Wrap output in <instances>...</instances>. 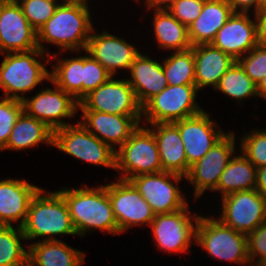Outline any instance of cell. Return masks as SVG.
Wrapping results in <instances>:
<instances>
[{"label": "cell", "instance_id": "cell-45", "mask_svg": "<svg viewBox=\"0 0 266 266\" xmlns=\"http://www.w3.org/2000/svg\"><path fill=\"white\" fill-rule=\"evenodd\" d=\"M257 94L259 97L266 99V77L257 83Z\"/></svg>", "mask_w": 266, "mask_h": 266}, {"label": "cell", "instance_id": "cell-8", "mask_svg": "<svg viewBox=\"0 0 266 266\" xmlns=\"http://www.w3.org/2000/svg\"><path fill=\"white\" fill-rule=\"evenodd\" d=\"M53 146L82 161L115 169V150L91 134L82 124L53 131Z\"/></svg>", "mask_w": 266, "mask_h": 266}, {"label": "cell", "instance_id": "cell-36", "mask_svg": "<svg viewBox=\"0 0 266 266\" xmlns=\"http://www.w3.org/2000/svg\"><path fill=\"white\" fill-rule=\"evenodd\" d=\"M23 112V103L20 100L8 97L0 100V150H2L10 137L17 118Z\"/></svg>", "mask_w": 266, "mask_h": 266}, {"label": "cell", "instance_id": "cell-35", "mask_svg": "<svg viewBox=\"0 0 266 266\" xmlns=\"http://www.w3.org/2000/svg\"><path fill=\"white\" fill-rule=\"evenodd\" d=\"M241 152L256 167L266 166V130H256L242 138Z\"/></svg>", "mask_w": 266, "mask_h": 266}, {"label": "cell", "instance_id": "cell-47", "mask_svg": "<svg viewBox=\"0 0 266 266\" xmlns=\"http://www.w3.org/2000/svg\"><path fill=\"white\" fill-rule=\"evenodd\" d=\"M86 1L87 0H65V3H79V4L88 5Z\"/></svg>", "mask_w": 266, "mask_h": 266}, {"label": "cell", "instance_id": "cell-15", "mask_svg": "<svg viewBox=\"0 0 266 266\" xmlns=\"http://www.w3.org/2000/svg\"><path fill=\"white\" fill-rule=\"evenodd\" d=\"M55 86V89L47 88L31 99L22 100L23 111L53 131L71 125L60 119L74 117L79 108V102L72 95Z\"/></svg>", "mask_w": 266, "mask_h": 266}, {"label": "cell", "instance_id": "cell-14", "mask_svg": "<svg viewBox=\"0 0 266 266\" xmlns=\"http://www.w3.org/2000/svg\"><path fill=\"white\" fill-rule=\"evenodd\" d=\"M187 205L176 212L155 214L150 223L152 234L158 247L162 250L184 253L192 241L196 238V227L200 216H195L191 221Z\"/></svg>", "mask_w": 266, "mask_h": 266}, {"label": "cell", "instance_id": "cell-39", "mask_svg": "<svg viewBox=\"0 0 266 266\" xmlns=\"http://www.w3.org/2000/svg\"><path fill=\"white\" fill-rule=\"evenodd\" d=\"M205 0H179L168 10L182 24L189 26L202 12Z\"/></svg>", "mask_w": 266, "mask_h": 266}, {"label": "cell", "instance_id": "cell-42", "mask_svg": "<svg viewBox=\"0 0 266 266\" xmlns=\"http://www.w3.org/2000/svg\"><path fill=\"white\" fill-rule=\"evenodd\" d=\"M234 12L248 13L249 9L254 6L256 13V0H228ZM240 9V10H239Z\"/></svg>", "mask_w": 266, "mask_h": 266}, {"label": "cell", "instance_id": "cell-12", "mask_svg": "<svg viewBox=\"0 0 266 266\" xmlns=\"http://www.w3.org/2000/svg\"><path fill=\"white\" fill-rule=\"evenodd\" d=\"M107 192L118 224V233L135 225H150L155 217L149 203L139 194L135 186L127 180L107 184Z\"/></svg>", "mask_w": 266, "mask_h": 266}, {"label": "cell", "instance_id": "cell-49", "mask_svg": "<svg viewBox=\"0 0 266 266\" xmlns=\"http://www.w3.org/2000/svg\"><path fill=\"white\" fill-rule=\"evenodd\" d=\"M255 266H266V258L261 259Z\"/></svg>", "mask_w": 266, "mask_h": 266}, {"label": "cell", "instance_id": "cell-7", "mask_svg": "<svg viewBox=\"0 0 266 266\" xmlns=\"http://www.w3.org/2000/svg\"><path fill=\"white\" fill-rule=\"evenodd\" d=\"M195 84L167 85L142 106V114L150 124L174 123L201 113L196 104Z\"/></svg>", "mask_w": 266, "mask_h": 266}, {"label": "cell", "instance_id": "cell-22", "mask_svg": "<svg viewBox=\"0 0 266 266\" xmlns=\"http://www.w3.org/2000/svg\"><path fill=\"white\" fill-rule=\"evenodd\" d=\"M157 142L162 171L188 174V161L179 129L174 123L151 124ZM156 127V129H155Z\"/></svg>", "mask_w": 266, "mask_h": 266}, {"label": "cell", "instance_id": "cell-44", "mask_svg": "<svg viewBox=\"0 0 266 266\" xmlns=\"http://www.w3.org/2000/svg\"><path fill=\"white\" fill-rule=\"evenodd\" d=\"M146 6L149 8L154 7L156 10H168L179 0H145ZM164 5V6H162Z\"/></svg>", "mask_w": 266, "mask_h": 266}, {"label": "cell", "instance_id": "cell-31", "mask_svg": "<svg viewBox=\"0 0 266 266\" xmlns=\"http://www.w3.org/2000/svg\"><path fill=\"white\" fill-rule=\"evenodd\" d=\"M26 240L21 227L0 225V266H28V254L20 240Z\"/></svg>", "mask_w": 266, "mask_h": 266}, {"label": "cell", "instance_id": "cell-28", "mask_svg": "<svg viewBox=\"0 0 266 266\" xmlns=\"http://www.w3.org/2000/svg\"><path fill=\"white\" fill-rule=\"evenodd\" d=\"M153 30L158 44L176 51L190 49L188 27L180 23L168 10H155Z\"/></svg>", "mask_w": 266, "mask_h": 266}, {"label": "cell", "instance_id": "cell-30", "mask_svg": "<svg viewBox=\"0 0 266 266\" xmlns=\"http://www.w3.org/2000/svg\"><path fill=\"white\" fill-rule=\"evenodd\" d=\"M49 81L80 102L83 99V56L58 60Z\"/></svg>", "mask_w": 266, "mask_h": 266}, {"label": "cell", "instance_id": "cell-4", "mask_svg": "<svg viewBox=\"0 0 266 266\" xmlns=\"http://www.w3.org/2000/svg\"><path fill=\"white\" fill-rule=\"evenodd\" d=\"M39 48L27 52L6 53L0 65V87L5 97L22 101L24 93L34 89L50 73L36 57L45 56ZM23 93L21 96L18 93Z\"/></svg>", "mask_w": 266, "mask_h": 266}, {"label": "cell", "instance_id": "cell-10", "mask_svg": "<svg viewBox=\"0 0 266 266\" xmlns=\"http://www.w3.org/2000/svg\"><path fill=\"white\" fill-rule=\"evenodd\" d=\"M169 178L173 179L170 180ZM185 176L172 172H157L141 174L129 181L139 191V194L149 203L155 214L176 212L183 209L188 203L183 199L178 183Z\"/></svg>", "mask_w": 266, "mask_h": 266}, {"label": "cell", "instance_id": "cell-1", "mask_svg": "<svg viewBox=\"0 0 266 266\" xmlns=\"http://www.w3.org/2000/svg\"><path fill=\"white\" fill-rule=\"evenodd\" d=\"M90 10L79 3L59 4L54 15L38 30V48L45 52L42 42L56 44L61 50L86 49L90 33L94 31Z\"/></svg>", "mask_w": 266, "mask_h": 266}, {"label": "cell", "instance_id": "cell-6", "mask_svg": "<svg viewBox=\"0 0 266 266\" xmlns=\"http://www.w3.org/2000/svg\"><path fill=\"white\" fill-rule=\"evenodd\" d=\"M115 170L122 171L119 179L131 178L162 171L159 151L154 134L149 128L139 127L115 152Z\"/></svg>", "mask_w": 266, "mask_h": 266}, {"label": "cell", "instance_id": "cell-19", "mask_svg": "<svg viewBox=\"0 0 266 266\" xmlns=\"http://www.w3.org/2000/svg\"><path fill=\"white\" fill-rule=\"evenodd\" d=\"M85 52L97 60L112 76L120 69H129L139 51L125 40L107 31L91 34Z\"/></svg>", "mask_w": 266, "mask_h": 266}, {"label": "cell", "instance_id": "cell-37", "mask_svg": "<svg viewBox=\"0 0 266 266\" xmlns=\"http://www.w3.org/2000/svg\"><path fill=\"white\" fill-rule=\"evenodd\" d=\"M111 77L112 75L90 54L83 56V98Z\"/></svg>", "mask_w": 266, "mask_h": 266}, {"label": "cell", "instance_id": "cell-16", "mask_svg": "<svg viewBox=\"0 0 266 266\" xmlns=\"http://www.w3.org/2000/svg\"><path fill=\"white\" fill-rule=\"evenodd\" d=\"M38 48L37 31L29 24L19 3L0 4V53Z\"/></svg>", "mask_w": 266, "mask_h": 266}, {"label": "cell", "instance_id": "cell-18", "mask_svg": "<svg viewBox=\"0 0 266 266\" xmlns=\"http://www.w3.org/2000/svg\"><path fill=\"white\" fill-rule=\"evenodd\" d=\"M248 14L234 12L211 42L236 61L258 44L256 19L252 21Z\"/></svg>", "mask_w": 266, "mask_h": 266}, {"label": "cell", "instance_id": "cell-3", "mask_svg": "<svg viewBox=\"0 0 266 266\" xmlns=\"http://www.w3.org/2000/svg\"><path fill=\"white\" fill-rule=\"evenodd\" d=\"M39 189L31 199L24 224L21 226L26 240L49 236L44 240H57L52 235H77L68 205L59 191Z\"/></svg>", "mask_w": 266, "mask_h": 266}, {"label": "cell", "instance_id": "cell-23", "mask_svg": "<svg viewBox=\"0 0 266 266\" xmlns=\"http://www.w3.org/2000/svg\"><path fill=\"white\" fill-rule=\"evenodd\" d=\"M129 71L132 79L127 80L141 106L168 85L162 64L147 55L139 53Z\"/></svg>", "mask_w": 266, "mask_h": 266}, {"label": "cell", "instance_id": "cell-40", "mask_svg": "<svg viewBox=\"0 0 266 266\" xmlns=\"http://www.w3.org/2000/svg\"><path fill=\"white\" fill-rule=\"evenodd\" d=\"M246 236L250 260V265L247 266L256 265L261 259L266 258V221ZM256 256L259 258L255 259ZM254 259L255 261L253 262Z\"/></svg>", "mask_w": 266, "mask_h": 266}, {"label": "cell", "instance_id": "cell-34", "mask_svg": "<svg viewBox=\"0 0 266 266\" xmlns=\"http://www.w3.org/2000/svg\"><path fill=\"white\" fill-rule=\"evenodd\" d=\"M19 5L29 24L38 32L54 15L59 3L57 0H22Z\"/></svg>", "mask_w": 266, "mask_h": 266}, {"label": "cell", "instance_id": "cell-21", "mask_svg": "<svg viewBox=\"0 0 266 266\" xmlns=\"http://www.w3.org/2000/svg\"><path fill=\"white\" fill-rule=\"evenodd\" d=\"M40 188L24 180H0V225L11 226L19 221L21 227L26 219L31 199ZM12 221V222H11Z\"/></svg>", "mask_w": 266, "mask_h": 266}, {"label": "cell", "instance_id": "cell-33", "mask_svg": "<svg viewBox=\"0 0 266 266\" xmlns=\"http://www.w3.org/2000/svg\"><path fill=\"white\" fill-rule=\"evenodd\" d=\"M215 89L236 100L258 96L257 84L245 73L237 61L222 76Z\"/></svg>", "mask_w": 266, "mask_h": 266}, {"label": "cell", "instance_id": "cell-43", "mask_svg": "<svg viewBox=\"0 0 266 266\" xmlns=\"http://www.w3.org/2000/svg\"><path fill=\"white\" fill-rule=\"evenodd\" d=\"M263 197H266V166L256 169V188Z\"/></svg>", "mask_w": 266, "mask_h": 266}, {"label": "cell", "instance_id": "cell-13", "mask_svg": "<svg viewBox=\"0 0 266 266\" xmlns=\"http://www.w3.org/2000/svg\"><path fill=\"white\" fill-rule=\"evenodd\" d=\"M235 135L225 134L214 146L196 163L190 166L185 178L194 186V199L203 195L206 189L214 191L219 179L235 151Z\"/></svg>", "mask_w": 266, "mask_h": 266}, {"label": "cell", "instance_id": "cell-20", "mask_svg": "<svg viewBox=\"0 0 266 266\" xmlns=\"http://www.w3.org/2000/svg\"><path fill=\"white\" fill-rule=\"evenodd\" d=\"M82 112L84 122L81 124L115 151L114 145H119L120 148L140 125L132 116L97 111Z\"/></svg>", "mask_w": 266, "mask_h": 266}, {"label": "cell", "instance_id": "cell-11", "mask_svg": "<svg viewBox=\"0 0 266 266\" xmlns=\"http://www.w3.org/2000/svg\"><path fill=\"white\" fill-rule=\"evenodd\" d=\"M222 201L219 220L238 232L247 235L266 221V197L256 189L228 194Z\"/></svg>", "mask_w": 266, "mask_h": 266}, {"label": "cell", "instance_id": "cell-46", "mask_svg": "<svg viewBox=\"0 0 266 266\" xmlns=\"http://www.w3.org/2000/svg\"><path fill=\"white\" fill-rule=\"evenodd\" d=\"M263 8H266V0H256V12Z\"/></svg>", "mask_w": 266, "mask_h": 266}, {"label": "cell", "instance_id": "cell-27", "mask_svg": "<svg viewBox=\"0 0 266 266\" xmlns=\"http://www.w3.org/2000/svg\"><path fill=\"white\" fill-rule=\"evenodd\" d=\"M41 142L53 145V130L45 123L27 115L23 111L17 118L9 140L2 150H23Z\"/></svg>", "mask_w": 266, "mask_h": 266}, {"label": "cell", "instance_id": "cell-26", "mask_svg": "<svg viewBox=\"0 0 266 266\" xmlns=\"http://www.w3.org/2000/svg\"><path fill=\"white\" fill-rule=\"evenodd\" d=\"M28 248V266H81L84 254L60 240L34 242Z\"/></svg>", "mask_w": 266, "mask_h": 266}, {"label": "cell", "instance_id": "cell-48", "mask_svg": "<svg viewBox=\"0 0 266 266\" xmlns=\"http://www.w3.org/2000/svg\"><path fill=\"white\" fill-rule=\"evenodd\" d=\"M1 3H20V0H0Z\"/></svg>", "mask_w": 266, "mask_h": 266}, {"label": "cell", "instance_id": "cell-17", "mask_svg": "<svg viewBox=\"0 0 266 266\" xmlns=\"http://www.w3.org/2000/svg\"><path fill=\"white\" fill-rule=\"evenodd\" d=\"M178 127L185 153L188 161V172L190 166L198 162L225 133L216 129V123L212 122L209 115L201 113L174 122Z\"/></svg>", "mask_w": 266, "mask_h": 266}, {"label": "cell", "instance_id": "cell-29", "mask_svg": "<svg viewBox=\"0 0 266 266\" xmlns=\"http://www.w3.org/2000/svg\"><path fill=\"white\" fill-rule=\"evenodd\" d=\"M256 167L243 155L233 157L220 176L217 188L222 197L256 188Z\"/></svg>", "mask_w": 266, "mask_h": 266}, {"label": "cell", "instance_id": "cell-38", "mask_svg": "<svg viewBox=\"0 0 266 266\" xmlns=\"http://www.w3.org/2000/svg\"><path fill=\"white\" fill-rule=\"evenodd\" d=\"M237 62L257 84L266 77V46L257 44L246 56L240 57Z\"/></svg>", "mask_w": 266, "mask_h": 266}, {"label": "cell", "instance_id": "cell-24", "mask_svg": "<svg viewBox=\"0 0 266 266\" xmlns=\"http://www.w3.org/2000/svg\"><path fill=\"white\" fill-rule=\"evenodd\" d=\"M193 56L197 90L210 85L216 88L222 76L236 61L211 43L193 46Z\"/></svg>", "mask_w": 266, "mask_h": 266}, {"label": "cell", "instance_id": "cell-25", "mask_svg": "<svg viewBox=\"0 0 266 266\" xmlns=\"http://www.w3.org/2000/svg\"><path fill=\"white\" fill-rule=\"evenodd\" d=\"M233 13L234 10L228 0H205L202 12L188 26V36L192 46L210 44Z\"/></svg>", "mask_w": 266, "mask_h": 266}, {"label": "cell", "instance_id": "cell-41", "mask_svg": "<svg viewBox=\"0 0 266 266\" xmlns=\"http://www.w3.org/2000/svg\"><path fill=\"white\" fill-rule=\"evenodd\" d=\"M258 44L266 46V8L255 13Z\"/></svg>", "mask_w": 266, "mask_h": 266}, {"label": "cell", "instance_id": "cell-2", "mask_svg": "<svg viewBox=\"0 0 266 266\" xmlns=\"http://www.w3.org/2000/svg\"><path fill=\"white\" fill-rule=\"evenodd\" d=\"M60 190L64 197L77 235L81 237L90 229H100L116 235L118 224L107 192V184L98 188Z\"/></svg>", "mask_w": 266, "mask_h": 266}, {"label": "cell", "instance_id": "cell-9", "mask_svg": "<svg viewBox=\"0 0 266 266\" xmlns=\"http://www.w3.org/2000/svg\"><path fill=\"white\" fill-rule=\"evenodd\" d=\"M79 108L81 111L132 116L139 124L142 118V106L128 80H114L113 76L86 95L79 102Z\"/></svg>", "mask_w": 266, "mask_h": 266}, {"label": "cell", "instance_id": "cell-32", "mask_svg": "<svg viewBox=\"0 0 266 266\" xmlns=\"http://www.w3.org/2000/svg\"><path fill=\"white\" fill-rule=\"evenodd\" d=\"M162 67L168 85L195 84L193 46L184 51H175L164 59Z\"/></svg>", "mask_w": 266, "mask_h": 266}, {"label": "cell", "instance_id": "cell-5", "mask_svg": "<svg viewBox=\"0 0 266 266\" xmlns=\"http://www.w3.org/2000/svg\"><path fill=\"white\" fill-rule=\"evenodd\" d=\"M196 243L213 258L239 264H250L247 236L223 224L219 219L200 216L196 227Z\"/></svg>", "mask_w": 266, "mask_h": 266}]
</instances>
